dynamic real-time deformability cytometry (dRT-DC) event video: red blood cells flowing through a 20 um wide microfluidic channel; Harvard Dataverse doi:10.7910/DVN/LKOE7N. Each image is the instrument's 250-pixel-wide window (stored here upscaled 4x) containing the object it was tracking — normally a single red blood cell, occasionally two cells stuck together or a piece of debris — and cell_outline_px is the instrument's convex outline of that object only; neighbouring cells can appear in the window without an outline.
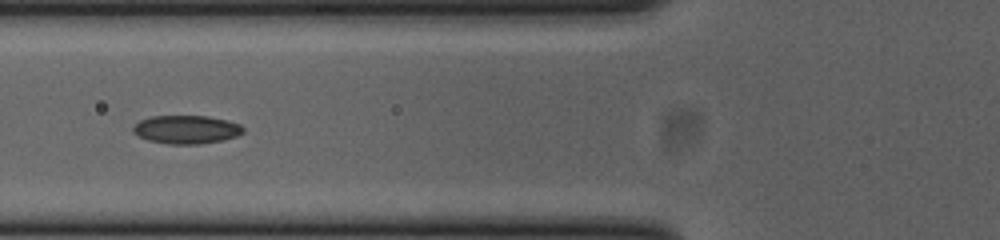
{"species": "common noctule bat (a hibernating species)", "species_latin": "Nyctalus noctula", "temperature_condition": "cold", "stored_images_in_passage": 53, "camera_frame_rate_fps": 3000, "um_per_image_px": 0.085, "animal": {"sex": "female", "body_mass_g": 23.0, "forearm_length_mm": 53.4}, "frame": {"image": 1, "passage_image": 20, "time_ms": 6.333, "image_size_px": [1000, 240], "cell_outline_px": [[244, 132], [236, 136], [220, 140], [196, 144], [168, 144], [148, 140], [132, 132], [132, 128], [140, 120], [152, 116], [208, 116], [240, 124], [244, 128]], "centroid_in_image_um": [15.82, 11.0], "position_along_channel_um": 110.0, "area_um2": 17.98}}
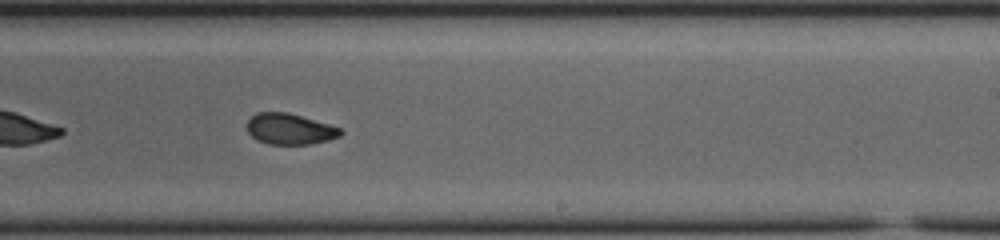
{"frame": {"image": 2, "passage_image": 32, "time_ms": 10.333, "image_size_px": [1000, 240], "cell_outline_px": [[344, 132], [340, 136], [328, 140], [308, 144], [268, 144], [256, 140], [248, 132], [248, 120], [256, 112], [288, 112], [328, 124], [340, 128]], "centroid_in_image_um": [24.62, 10.96], "position_along_channel_um": 264.4, "area_um2": 16.76}}
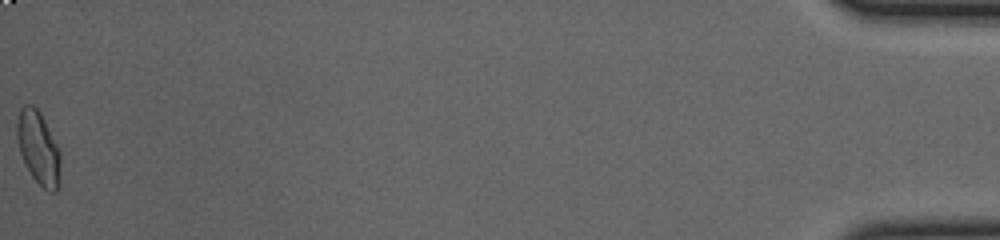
{"frame": {"image": 3, "passage_image": 53, "time_ms": 17.333, "image_size_px": [1000, 240], "cell_outline_px": [[60, 164], [56, 192], [48, 192], [32, 176], [20, 152], [16, 136], [16, 124], [20, 108], [24, 104], [32, 104], [40, 112], [60, 152]], "centroid_in_image_um": [3.24, 12.53], "position_along_channel_um": 432.0, "area_um2": 18.15}, "authors_computed_cell_mechanics": {"area_um2": 17.8024, "velocity_mm_per_s": 3.8649, "shape_relaxation_time_tau1_ms": 9.8512, "shape_relaxation_time_tau2_ms": 1.3736, "deformation_change_tau1": 0.2016, "deformation_change_tau2": 0.0505}}